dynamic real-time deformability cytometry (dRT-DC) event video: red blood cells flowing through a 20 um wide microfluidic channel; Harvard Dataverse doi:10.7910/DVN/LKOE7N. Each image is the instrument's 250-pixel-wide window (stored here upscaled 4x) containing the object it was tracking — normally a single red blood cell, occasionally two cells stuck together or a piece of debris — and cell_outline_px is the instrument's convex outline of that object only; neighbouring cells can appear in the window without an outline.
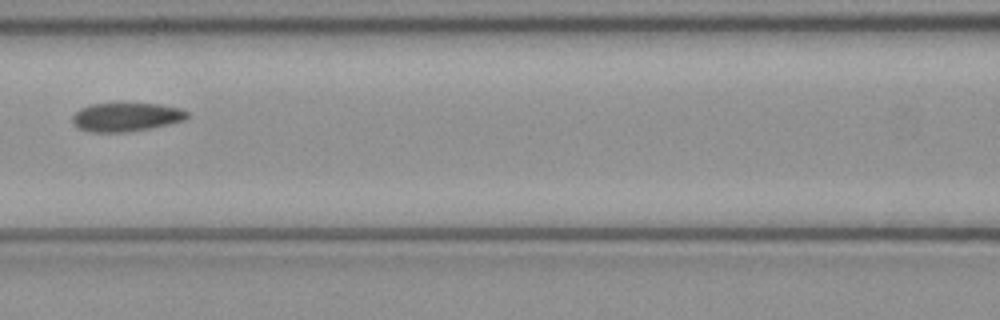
{"species": "common noctule bat (a hibernating species)", "species_latin": "Nyctalus noctula", "temperature_condition": "cold", "stored_images_in_passage": 5, "camera_frame_rate_fps": 3000, "um_per_image_px": 0.085, "animal": {"sex": "female", "body_mass_g": 21.9}, "frame": {"image": 1, "passage_image": 5, "time_ms": 1.333, "image_size_px": [1000, 320], "cell_outline_px": [[188, 116], [184, 120], [168, 124], [148, 128], [124, 132], [88, 132], [80, 128], [72, 120], [72, 116], [80, 108], [92, 104], [160, 104], [180, 108], [188, 112]], "centroid_in_image_um": [10.72, 9.95], "position_along_channel_um": 155.9, "area_um2": 18.84}}